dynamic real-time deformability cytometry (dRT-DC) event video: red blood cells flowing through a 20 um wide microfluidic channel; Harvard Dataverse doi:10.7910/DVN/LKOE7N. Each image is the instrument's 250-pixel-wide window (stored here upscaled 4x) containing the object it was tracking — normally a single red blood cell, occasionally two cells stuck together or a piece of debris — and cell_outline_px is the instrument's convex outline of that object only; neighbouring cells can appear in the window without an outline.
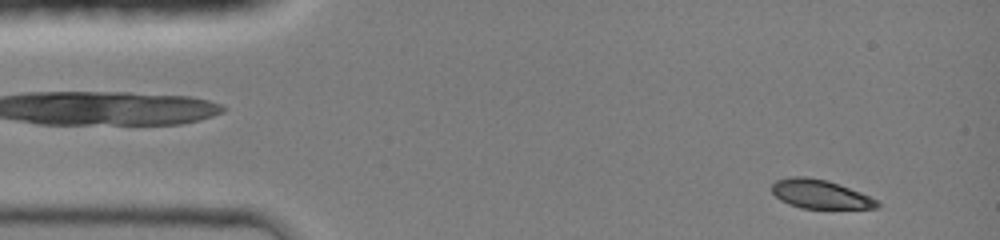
{"species": "common noctule bat (a hibernating species)", "species_latin": "Nyctalus noctula", "temperature_condition": "room temperature", "stored_images_in_passage": 41, "camera_frame_rate_fps": 3000, "um_per_image_px": 0.085, "animal": {"sex": "female", "body_mass_g": 19.0, "forearm_length_mm": 51.5}, "frame": {"image": 1, "passage_image": 3, "time_ms": 0.667, "image_size_px": [1000, 240], "cell_outline_px": [[880, 208], [800, 208], [788, 204], [780, 200], [772, 192], [772, 184], [776, 180], [788, 176], [808, 176], [828, 180], [860, 192], [876, 200], [880, 204]], "centroid_in_image_um": [69.67, 16.49], "position_along_channel_um": 15.3, "area_um2": 17.74}}
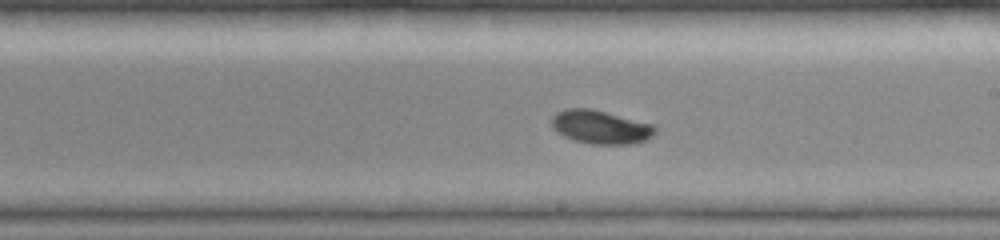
{"frame": {"image": 2, "passage_image": 25, "time_ms": 8.0, "image_size_px": [1000, 240], "cell_outline_px": [[656, 132], [652, 136], [644, 140], [632, 144], [592, 144], [572, 140], [556, 132], [552, 128], [552, 116], [556, 112], [564, 108], [592, 108], [652, 124], [656, 128]], "centroid_in_image_um": [51.01, 10.79], "position_along_channel_um": 238.0, "area_um2": 20.35}}
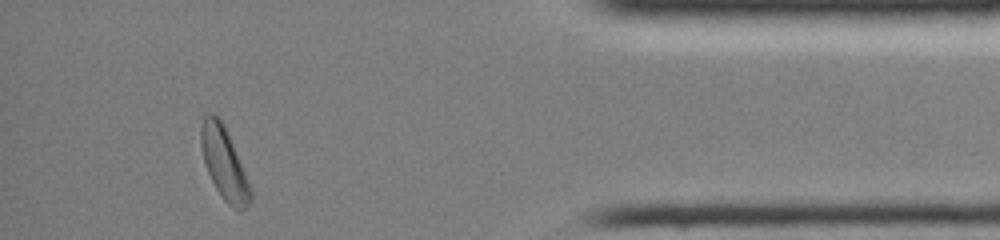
{"frame": {"image": 3, "passage_image": 40, "time_ms": 13.0, "image_size_px": [1000, 240], "cell_outline_px": [[252, 200], [248, 208], [236, 208], [228, 204], [224, 200], [216, 188], [208, 172], [204, 160], [200, 144], [200, 128], [204, 112], [212, 112], [220, 116], [224, 124], [244, 172], [252, 192]], "centroid_in_image_um": [19.02, 13.8], "position_along_channel_um": 416.2, "area_um2": 20.58}, "authors_computed_cell_mechanics": {"area_um2": 19.7098, "velocity_mm_per_s": 4.237, "shape_relaxation_time_tau1_ms": 2.9985, "shape_relaxation_time_tau2_ms": null, "deformation_change_tau1": 0.1266, "deformation_change_tau2": null}}